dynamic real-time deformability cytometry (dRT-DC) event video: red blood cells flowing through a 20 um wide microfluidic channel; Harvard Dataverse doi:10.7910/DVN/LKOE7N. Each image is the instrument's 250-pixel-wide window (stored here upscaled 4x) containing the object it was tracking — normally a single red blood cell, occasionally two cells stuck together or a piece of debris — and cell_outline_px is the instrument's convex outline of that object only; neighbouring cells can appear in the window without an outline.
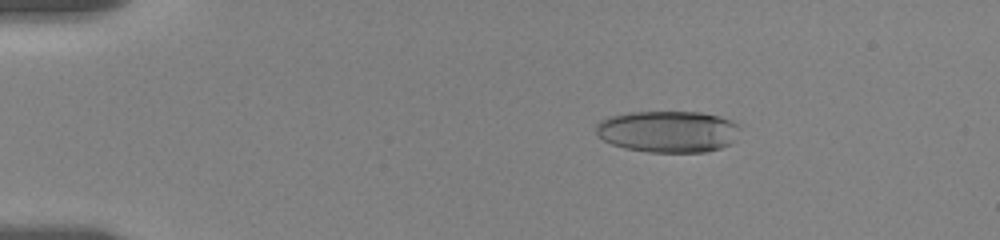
{"species": "human", "species_latin": "Homo sapiens", "temperature_condition": "room temperature", "stored_images_in_passage": 57, "camera_frame_rate_fps": 3000, "um_per_image_px": 0.085, "donor": {"sex": "female"}, "frame": {"image": 1, "passage_image": 10, "time_ms": 3.0, "image_size_px": [1000, 240], "cell_outline_px": [[740, 128], [732, 144], [720, 148], [704, 152], [648, 152], [624, 148], [612, 144], [604, 140], [596, 132], [596, 124], [600, 120], [608, 116], [628, 112], [700, 112], [720, 116], [732, 120]], "centroid_in_image_um": [56.78, 11.17], "position_along_channel_um": 28.2, "area_um2": 35.14}}
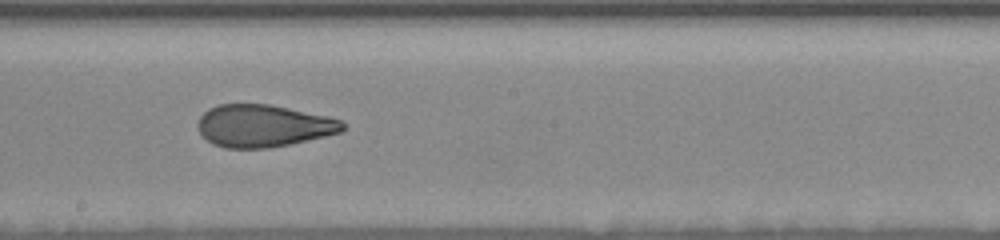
{"frame": {"image": 2, "passage_image": 33, "time_ms": 10.667, "image_size_px": [1000, 240], "cell_outline_px": [[344, 128], [340, 132], [324, 136], [288, 144], [268, 148], [224, 148], [212, 144], [200, 132], [196, 124], [200, 116], [208, 108], [220, 104], [268, 104], [328, 116], [344, 120]], "centroid_in_image_um": [22.36, 10.69], "position_along_channel_um": 225.8, "area_um2": 35.6}}
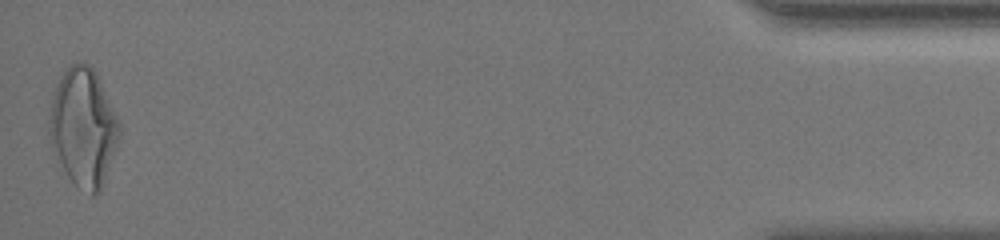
{"frame": {"image": 3, "passage_image": 57, "time_ms": 18.667, "image_size_px": [1000, 240], "cell_outline_px": [[120, 140], [100, 192], [96, 196], [92, 196], [76, 184], [68, 176], [52, 148], [48, 132], [48, 120], [52, 100], [60, 76], [72, 64], [88, 64], [96, 72], [120, 124]], "centroid_in_image_um": [7.1, 10.86], "position_along_channel_um": 428.1, "area_um2": 47.74}, "authors_computed_cell_mechanics": {"area_um2": 36.7608, "velocity_mm_per_s": 3.539, "shape_relaxation_time_tau1_ms": 8.8513, "shape_relaxation_time_tau2_ms": 1.3292, "deformation_change_tau1": 0.2434, "deformation_change_tau2": 0.0853}}